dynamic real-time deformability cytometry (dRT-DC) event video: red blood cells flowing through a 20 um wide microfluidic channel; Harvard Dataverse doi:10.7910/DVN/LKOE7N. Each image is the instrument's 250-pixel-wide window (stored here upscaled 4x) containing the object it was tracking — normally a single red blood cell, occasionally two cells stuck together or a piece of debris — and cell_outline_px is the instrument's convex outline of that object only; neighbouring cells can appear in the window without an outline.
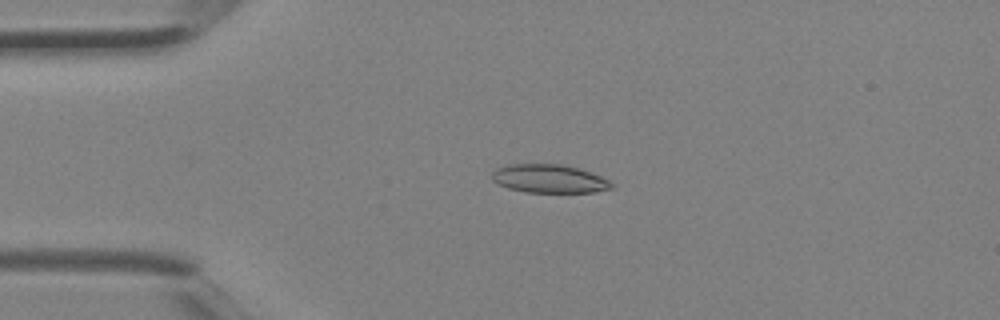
{"species": "Egyptian fruit bat (a non-hibernating species)", "species_latin": "Rousettus aegyptiacus", "temperature_condition": "room temperature", "stored_images_in_passage": 3, "camera_frame_rate_fps": 3000, "um_per_image_px": 0.085, "animal": {"sex": "female"}, "frame": {"image": 1, "passage_image": 2, "time_ms": 0.333, "image_size_px": [1000, 320], "cell_outline_px": [[616, 188], [596, 192], [524, 192], [508, 188], [496, 184], [492, 180], [492, 172], [496, 168], [508, 164], [560, 164], [576, 168], [600, 176], [608, 180]], "centroid_in_image_um": [46.65, 15.2], "position_along_channel_um": 38.4, "area_um2": 19.83}}
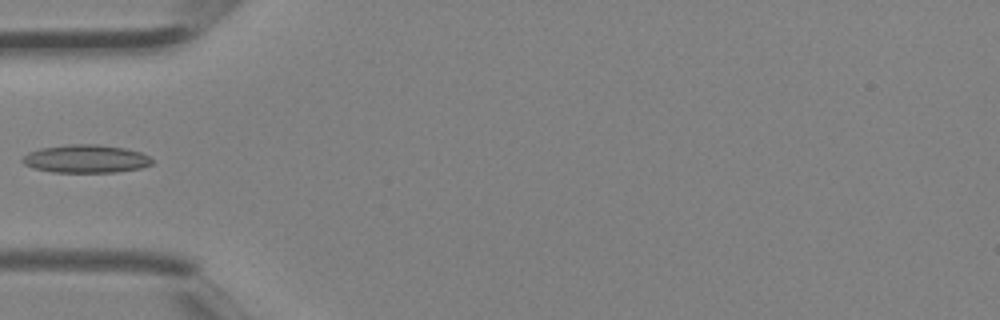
{"frame": {"image": 2, "passage_image": 3, "time_ms": 0.667, "image_size_px": [1000, 320], "cell_outline_px": [[152, 164], [140, 168], [116, 172], [52, 172], [32, 168], [24, 164], [20, 160], [28, 152], [40, 148], [68, 144], [96, 144], [124, 148], [140, 152], [148, 156], [152, 160]], "centroid_in_image_um": [7.26, 13.5], "position_along_channel_um": 77.7, "area_um2": 21.21}}